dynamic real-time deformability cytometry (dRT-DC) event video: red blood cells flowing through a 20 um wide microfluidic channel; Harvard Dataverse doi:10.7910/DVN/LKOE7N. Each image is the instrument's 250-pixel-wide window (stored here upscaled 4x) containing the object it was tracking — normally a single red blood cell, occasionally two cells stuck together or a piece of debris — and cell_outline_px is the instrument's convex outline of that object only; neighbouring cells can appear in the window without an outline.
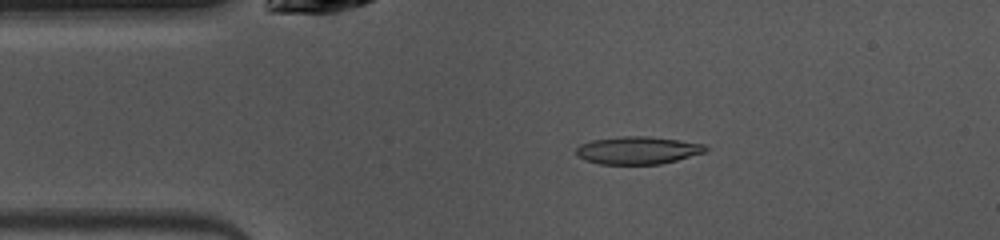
{"species": "common noctule bat (a hibernating species)", "species_latin": "Nyctalus noctula", "temperature_condition": "warm", "stored_images_in_passage": 47, "camera_frame_rate_fps": 3000, "um_per_image_px": 0.085, "animal": {"sex": "female", "body_mass_g": 10.0, "forearm_length_mm": 53.1}, "frame": {"image": 1, "passage_image": 8, "time_ms": 2.333, "image_size_px": [1000, 240], "cell_outline_px": [[708, 148], [704, 152], [676, 160], [660, 164], [600, 164], [584, 160], [576, 156], [576, 148], [580, 144], [592, 140], [620, 136], [648, 136], [680, 140], [704, 144]], "centroid_in_image_um": [54.16, 12.77], "position_along_channel_um": 30.8, "area_um2": 20.87}}
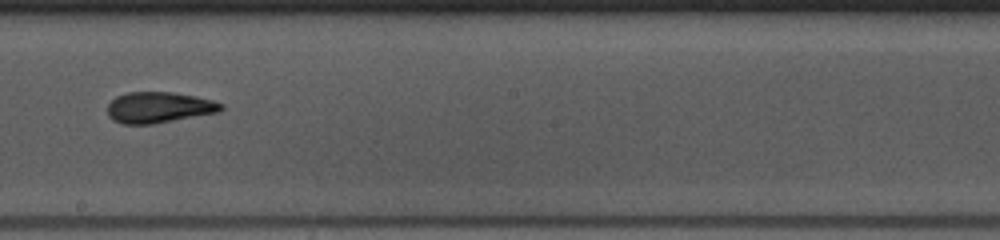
{"frame": {"image": 2, "passage_image": 25, "time_ms": 8.0, "image_size_px": [1000, 240], "cell_outline_px": [[224, 108], [220, 112], [152, 124], [120, 124], [112, 120], [108, 116], [108, 104], [116, 96], [128, 92], [172, 92], [196, 96], [212, 100], [224, 104]], "centroid_in_image_um": [13.51, 9.13], "position_along_channel_um": 234.7, "area_um2": 20.63}}
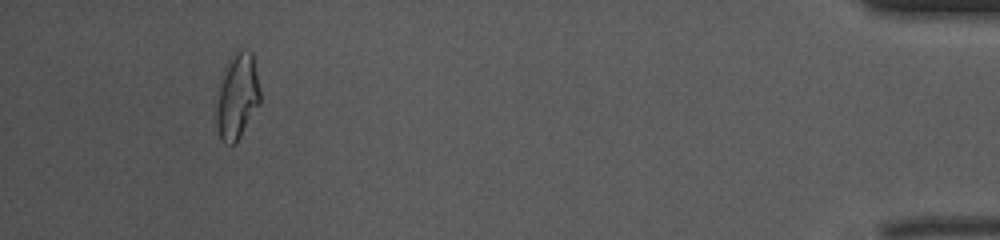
{"frame": {"image": 3, "passage_image": 44, "time_ms": 14.333, "image_size_px": [1000, 240], "cell_outline_px": [[260, 100], [236, 144], [224, 144], [220, 140], [216, 128], [216, 104], [220, 76], [232, 52], [236, 48], [240, 48], [252, 52], [260, 92]], "centroid_in_image_um": [20.11, 8.16], "position_along_channel_um": 415.1, "area_um2": 22.14}, "authors_computed_cell_mechanics": {"area_um2": 20.4612, "velocity_mm_per_s": 4.0511, "shape_relaxation_time_tau1_ms": 5.946, "shape_relaxation_time_tau2_ms": 1.8024, "deformation_change_tau1": 0.2078, "deformation_change_tau2": 0.1092}}